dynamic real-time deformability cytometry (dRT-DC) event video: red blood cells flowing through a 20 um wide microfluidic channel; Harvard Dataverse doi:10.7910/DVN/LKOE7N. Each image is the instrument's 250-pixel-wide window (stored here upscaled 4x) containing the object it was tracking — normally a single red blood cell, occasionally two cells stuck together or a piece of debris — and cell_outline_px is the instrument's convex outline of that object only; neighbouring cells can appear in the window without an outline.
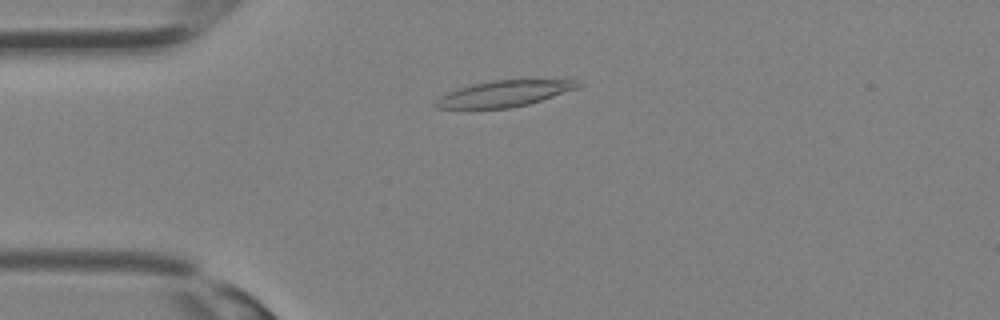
{"species": "Egyptian fruit bat (a non-hibernating species)", "species_latin": "Rousettus aegyptiacus", "temperature_condition": "room temperature", "stored_images_in_passage": 11, "camera_frame_rate_fps": 3000, "um_per_image_px": 0.085, "animal": {"sex": "female"}, "frame": {"image": 1, "passage_image": 7, "time_ms": 2.0, "image_size_px": [1000, 320], "cell_outline_px": [[584, 84], [580, 88], [528, 104], [508, 108], [472, 112], [436, 108], [432, 104], [440, 96], [448, 92], [472, 84], [492, 80], [576, 80]], "centroid_in_image_um": [42.76, 8.01], "position_along_channel_um": 42.2, "area_um2": 22.54}}
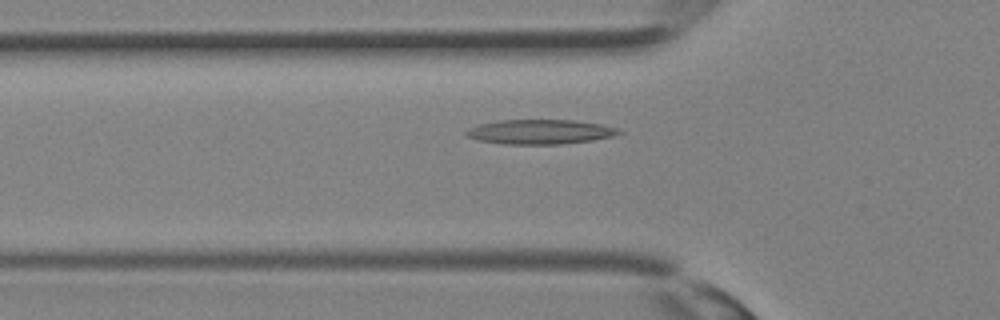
{"frame": {"image": 2, "passage_image": 10, "time_ms": 3.0, "image_size_px": [1000, 320], "cell_outline_px": [[624, 132], [612, 136], [592, 140], [564, 144], [504, 144], [476, 140], [464, 136], [464, 132], [468, 128], [480, 124], [496, 120], [572, 120], [600, 124], [616, 128]], "centroid_in_image_um": [45.84, 11.21], "position_along_channel_um": 80.0, "area_um2": 21.96}}